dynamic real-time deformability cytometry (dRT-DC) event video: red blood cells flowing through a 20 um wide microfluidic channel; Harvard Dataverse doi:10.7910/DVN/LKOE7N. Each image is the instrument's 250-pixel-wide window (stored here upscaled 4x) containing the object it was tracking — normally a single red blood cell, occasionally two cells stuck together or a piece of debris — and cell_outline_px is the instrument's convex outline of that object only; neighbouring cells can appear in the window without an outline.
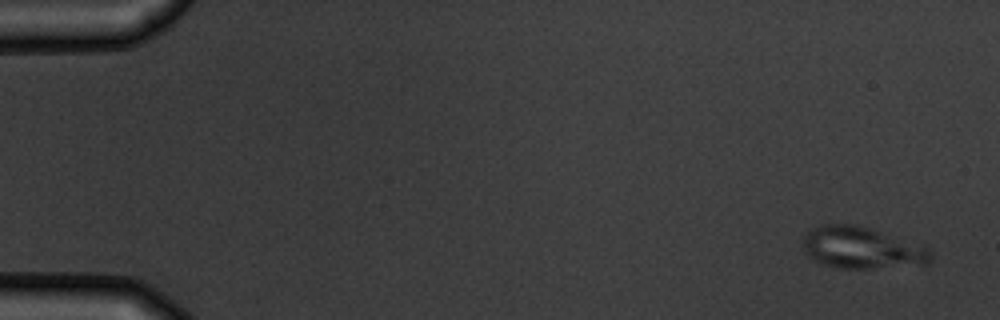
{"species": "common noctule bat (a hibernating species)", "species_latin": "Nyctalus noctula", "temperature_condition": "warm", "stored_images_in_passage": 6, "camera_frame_rate_fps": 3000, "um_per_image_px": 0.085, "animal": {"sex": "male", "body_mass_g": 19.5, "forearm_length_mm": 54.6}, "frame": {"image": 1, "passage_image": 1, "time_ms": 0.0, "image_size_px": [1000, 320], "cell_outline_px": [[932, 260], [928, 264], [872, 268], [840, 268], [824, 264], [808, 256], [804, 252], [804, 236], [812, 228], [820, 224], [856, 224], [928, 248], [932, 252]], "centroid_in_image_um": [73.23, 21.07], "position_along_channel_um": 11.8, "area_um2": 30.58}}